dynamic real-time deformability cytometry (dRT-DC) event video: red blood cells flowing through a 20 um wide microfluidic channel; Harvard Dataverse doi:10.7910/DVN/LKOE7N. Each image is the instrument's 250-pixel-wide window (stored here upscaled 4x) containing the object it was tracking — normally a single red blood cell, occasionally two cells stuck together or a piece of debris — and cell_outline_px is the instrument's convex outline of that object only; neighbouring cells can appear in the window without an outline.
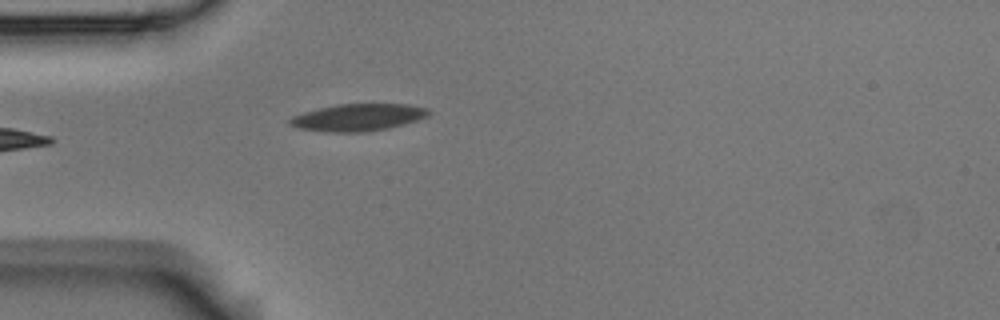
{"species": "Egyptian fruit bat (a non-hibernating species)", "species_latin": "Rousettus aegyptiacus", "temperature_condition": "room temperature", "stored_images_in_passage": 4, "camera_frame_rate_fps": 3000, "um_per_image_px": 0.085, "animal": {"sex": "male"}, "frame": {"image": 1, "passage_image": 4, "time_ms": 1.0, "image_size_px": [1000, 320], "cell_outline_px": [[428, 116], [404, 124], [388, 128], [368, 132], [328, 132], [300, 128], [288, 124], [288, 120], [292, 116], [304, 112], [336, 104], [408, 104], [428, 108]], "centroid_in_image_um": [30.42, 9.98], "position_along_channel_um": 54.6, "area_um2": 21.85}}